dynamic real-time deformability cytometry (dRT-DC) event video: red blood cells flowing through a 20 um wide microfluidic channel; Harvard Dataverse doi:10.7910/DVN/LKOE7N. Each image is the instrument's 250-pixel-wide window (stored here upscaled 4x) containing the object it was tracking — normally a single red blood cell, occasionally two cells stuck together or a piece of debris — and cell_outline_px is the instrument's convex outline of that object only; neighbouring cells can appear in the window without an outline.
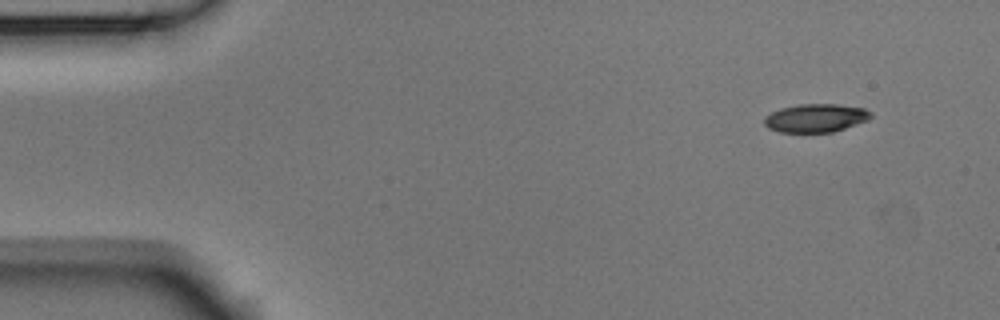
{"species": "Egyptian fruit bat (a non-hibernating species)", "species_latin": "Rousettus aegyptiacus", "temperature_condition": "room temperature", "stored_images_in_passage": 5, "segment_of_instrument_passage": [2, 2], "camera_frame_rate_fps": 3000, "um_per_image_px": 0.085, "animal": {"sex": "male"}, "frame": {"image": 1, "passage_image": 5, "time_ms": 1.333, "image_size_px": [1000, 320], "cell_outline_px": [[872, 116], [868, 120], [832, 132], [780, 132], [768, 128], [764, 124], [764, 116], [780, 108], [800, 104], [836, 104], [864, 108], [872, 112]], "centroid_in_image_um": [69.32, 10.03], "position_along_channel_um": 15.7, "area_um2": 17.57}}